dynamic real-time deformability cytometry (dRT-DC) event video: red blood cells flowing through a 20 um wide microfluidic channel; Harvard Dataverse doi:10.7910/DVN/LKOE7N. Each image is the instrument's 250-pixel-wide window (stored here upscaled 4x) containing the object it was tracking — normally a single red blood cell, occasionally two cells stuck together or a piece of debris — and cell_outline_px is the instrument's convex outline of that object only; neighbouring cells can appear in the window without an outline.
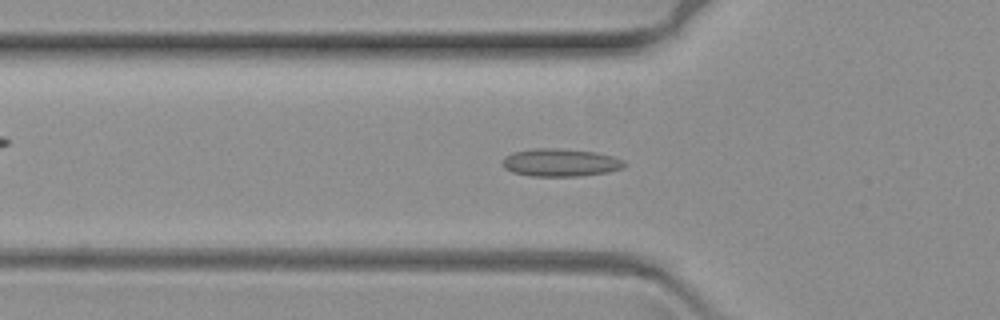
{"species": "common noctule bat (a hibernating species)", "species_latin": "Nyctalus noctula", "temperature_condition": "warm", "stored_images_in_passage": 59, "camera_frame_rate_fps": 3000, "um_per_image_px": 0.085, "animal": {"sex": "female", "body_mass_g": 19.3, "forearm_length_mm": 54.1}, "frame": {"image": 1, "passage_image": 16, "time_ms": 5.0, "image_size_px": [1000, 320], "cell_outline_px": [[628, 164], [624, 168], [608, 172], [580, 176], [532, 176], [512, 172], [504, 168], [500, 164], [500, 160], [504, 156], [512, 152], [536, 148], [556, 148], [596, 152], [612, 156], [624, 160]], "centroid_in_image_um": [47.62, 13.82], "position_along_channel_um": 78.2, "area_um2": 20.06}}
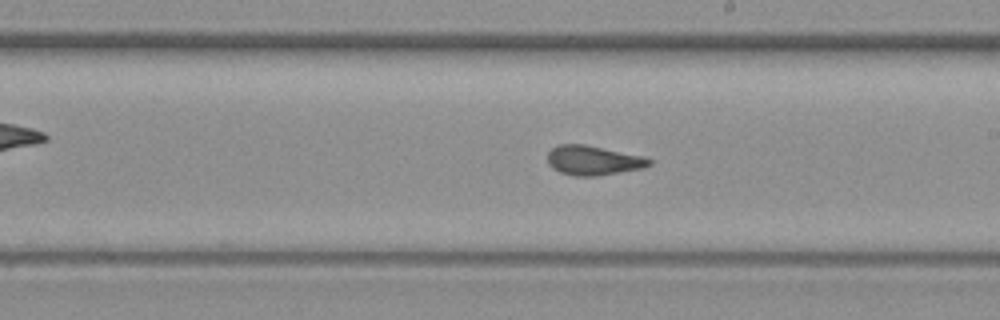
{"frame": {"image": 2, "passage_image": 31, "time_ms": 10.0, "image_size_px": [1000, 320], "cell_outline_px": [[652, 164], [644, 168], [596, 176], [576, 176], [560, 172], [552, 168], [548, 164], [548, 152], [556, 144], [584, 144], [644, 156], [652, 160]], "centroid_in_image_um": [50.43, 13.63], "position_along_channel_um": 238.6, "area_um2": 17.57}}
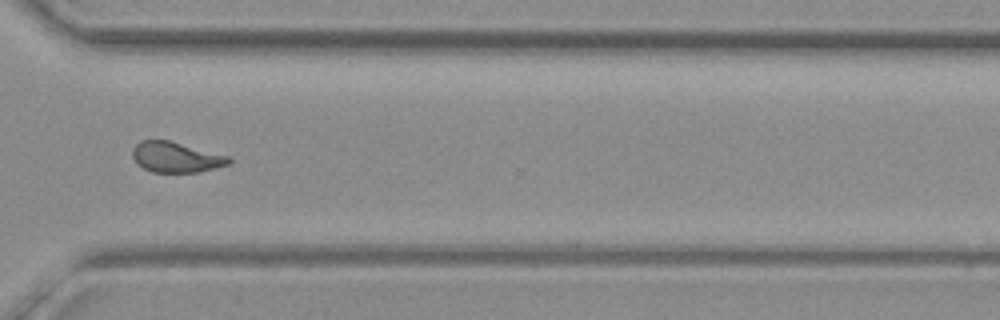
{"frame": {"image": 3, "passage_image": 42, "time_ms": 13.667, "image_size_px": [1000, 320], "cell_outline_px": [[232, 164], [200, 172], [152, 172], [136, 164], [132, 156], [132, 148], [140, 140], [168, 140], [228, 156], [232, 160]], "centroid_in_image_um": [14.95, 13.37], "position_along_channel_um": 355.7, "area_um2": 17.17}}